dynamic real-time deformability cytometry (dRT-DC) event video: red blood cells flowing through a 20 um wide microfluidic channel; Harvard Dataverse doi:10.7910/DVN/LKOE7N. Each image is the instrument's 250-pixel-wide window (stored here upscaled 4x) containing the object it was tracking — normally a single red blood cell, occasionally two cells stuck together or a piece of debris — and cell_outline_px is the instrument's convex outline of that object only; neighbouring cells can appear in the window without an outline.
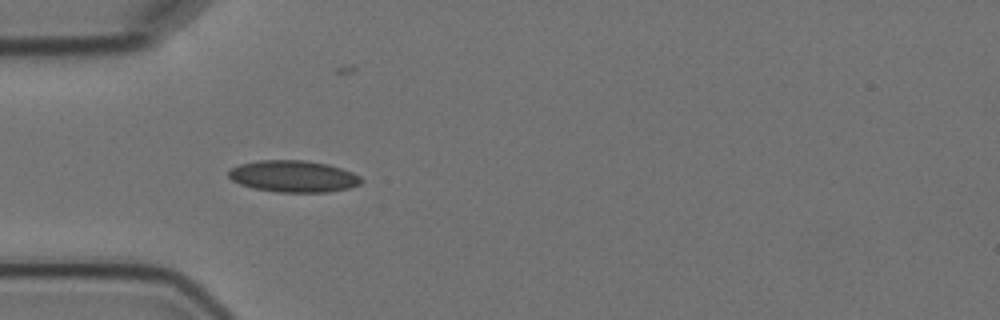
{"species": "Egyptian fruit bat (a non-hibernating species)", "species_latin": "Rousettus aegyptiacus", "temperature_condition": "cold", "stored_images_in_passage": 5, "camera_frame_rate_fps": 3000, "um_per_image_px": 0.085, "animal": {"sex": "female"}, "frame": {"image": 1, "passage_image": 3, "time_ms": 2.333, "image_size_px": [1000, 320], "cell_outline_px": [[364, 180], [360, 184], [348, 188], [328, 192], [276, 192], [252, 188], [240, 184], [232, 180], [228, 176], [228, 172], [232, 168], [240, 164], [260, 160], [304, 160], [328, 164], [352, 172], [360, 176]], "centroid_in_image_um": [24.94, 14.99], "position_along_channel_um": 60.1, "area_um2": 24.51}}
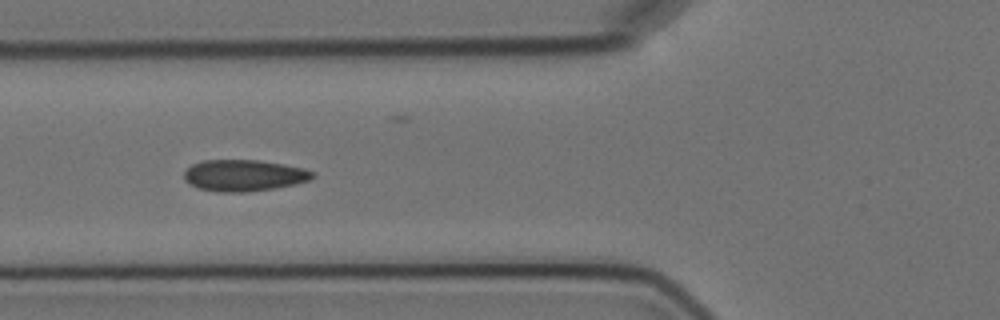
{"frame": {"image": 2, "passage_image": 4, "time_ms": 3.667, "image_size_px": [1000, 320], "cell_outline_px": [[316, 176], [308, 180], [292, 184], [272, 188], [248, 192], [220, 192], [196, 188], [188, 184], [184, 180], [184, 172], [192, 164], [204, 160], [260, 160], [284, 164], [304, 168], [316, 172]], "centroid_in_image_um": [20.71, 14.91], "position_along_channel_um": 105.1, "area_um2": 23.64}}
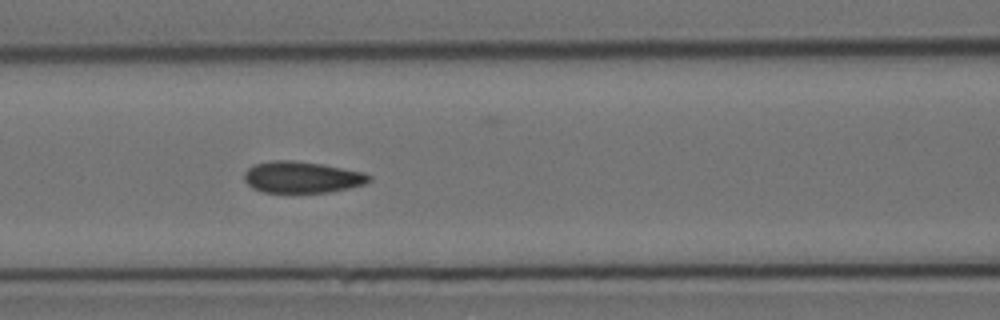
{"frame": {"image": 3, "passage_image": 5, "time_ms": 4.667, "image_size_px": [1000, 320], "cell_outline_px": [[372, 180], [364, 184], [348, 188], [328, 192], [264, 192], [252, 188], [244, 180], [244, 172], [248, 168], [256, 164], [272, 160], [292, 160], [320, 164], [364, 172], [372, 176]], "centroid_in_image_um": [25.66, 15.06], "position_along_channel_um": 140.9, "area_um2": 22.77}}